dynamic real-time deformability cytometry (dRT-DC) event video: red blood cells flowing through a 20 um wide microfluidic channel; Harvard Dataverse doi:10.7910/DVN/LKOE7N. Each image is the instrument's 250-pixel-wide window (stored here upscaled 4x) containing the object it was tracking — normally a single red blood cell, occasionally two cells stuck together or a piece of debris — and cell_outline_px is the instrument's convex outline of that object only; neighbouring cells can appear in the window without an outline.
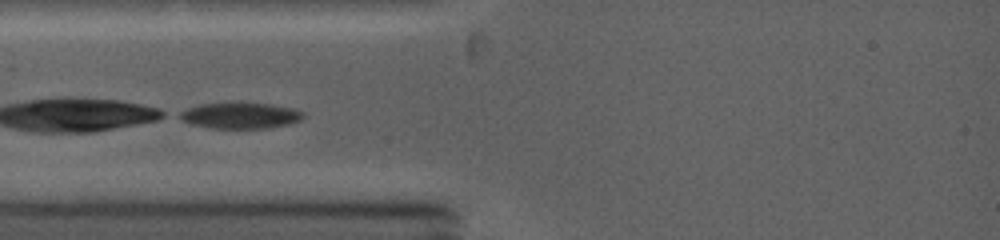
{"species": "common noctule bat (a hibernating species)", "species_latin": "Nyctalus noctula", "temperature_condition": "warm", "stored_images_in_passage": 8, "camera_frame_rate_fps": 5000, "um_per_image_px": 0.085, "animal": {"sex": "female", "body_mass_g": 19.0, "forearm_length_mm": 53.3}, "frame": {"image": 1, "passage_image": 1, "time_ms": 0.0, "image_size_px": [1000, 240], "cell_outline_px": [[304, 116], [300, 120], [288, 124], [268, 128], [208, 128], [192, 124], [176, 116], [180, 112], [188, 108], [200, 104], [272, 104], [296, 108], [304, 112]], "centroid_in_image_um": [20.46, 9.83], "position_along_channel_um": 64.5, "area_um2": 18.44}}
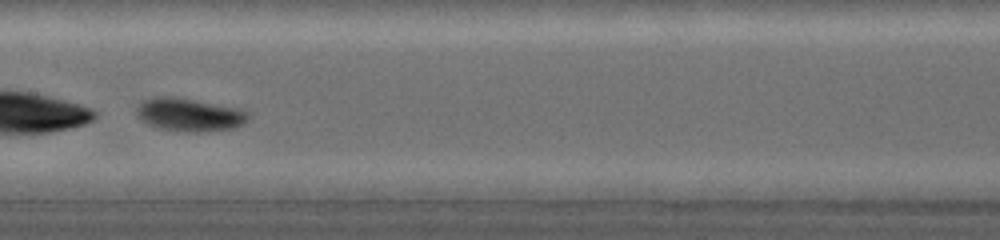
{"frame": {"image": 2, "passage_image": 7, "time_ms": 3.0, "image_size_px": [1000, 240], "cell_outline_px": [[248, 120], [244, 124], [232, 128], [200, 132], [192, 132], [160, 128], [148, 124], [140, 120], [136, 116], [136, 104], [152, 96], [176, 96], [240, 108], [248, 112]], "centroid_in_image_um": [16.06, 9.72], "position_along_channel_um": 191.3, "area_um2": 21.85}}